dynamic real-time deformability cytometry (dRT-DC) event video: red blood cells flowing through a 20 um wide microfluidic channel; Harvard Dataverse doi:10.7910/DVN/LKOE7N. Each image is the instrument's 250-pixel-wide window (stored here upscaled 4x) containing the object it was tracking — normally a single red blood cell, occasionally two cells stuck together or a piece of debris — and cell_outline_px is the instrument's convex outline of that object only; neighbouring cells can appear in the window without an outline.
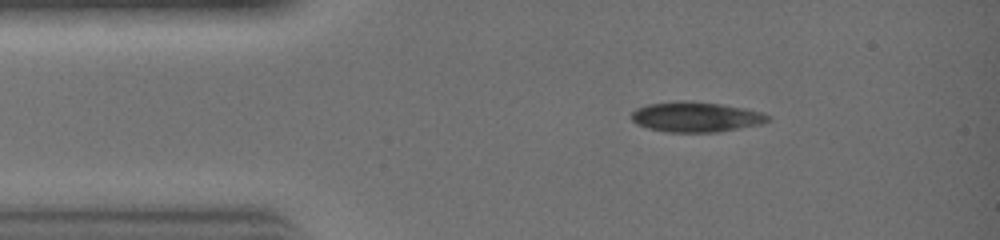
{"species": "common noctule bat (a hibernating species)", "species_latin": "Nyctalus noctula", "temperature_condition": "warm", "stored_images_in_passage": 18, "camera_frame_rate_fps": 3000, "um_per_image_px": 0.085, "animal": {"sex": "female", "body_mass_g": 19.0, "forearm_length_mm": 51.5}, "frame": {"image": 1, "passage_image": 3, "time_ms": 0.667, "image_size_px": [1000, 240], "cell_outline_px": [[768, 120], [760, 124], [720, 132], [668, 132], [648, 128], [636, 124], [632, 120], [632, 112], [636, 108], [648, 104], [720, 104], [744, 108], [760, 112], [768, 116]], "centroid_in_image_um": [59.15, 10.0], "position_along_channel_um": 25.8, "area_um2": 22.72}}
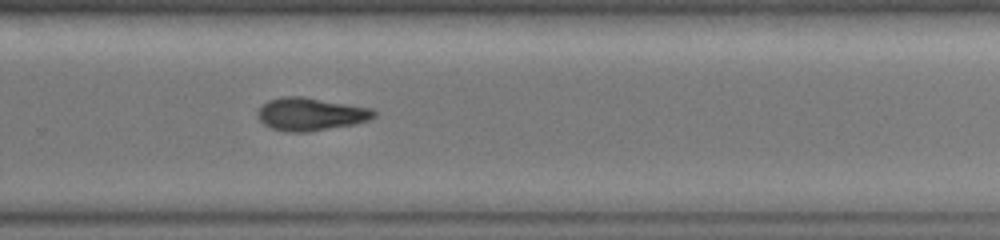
{"frame": {"image": 2, "passage_image": 18, "time_ms": 5.667, "image_size_px": [1000, 240], "cell_outline_px": [[376, 116], [368, 120], [352, 124], [308, 132], [288, 132], [272, 128], [264, 124], [256, 116], [256, 112], [268, 100], [280, 96], [304, 96], [372, 108], [376, 112]], "centroid_in_image_um": [26.38, 9.69], "position_along_channel_um": 303.4, "area_um2": 22.31}}